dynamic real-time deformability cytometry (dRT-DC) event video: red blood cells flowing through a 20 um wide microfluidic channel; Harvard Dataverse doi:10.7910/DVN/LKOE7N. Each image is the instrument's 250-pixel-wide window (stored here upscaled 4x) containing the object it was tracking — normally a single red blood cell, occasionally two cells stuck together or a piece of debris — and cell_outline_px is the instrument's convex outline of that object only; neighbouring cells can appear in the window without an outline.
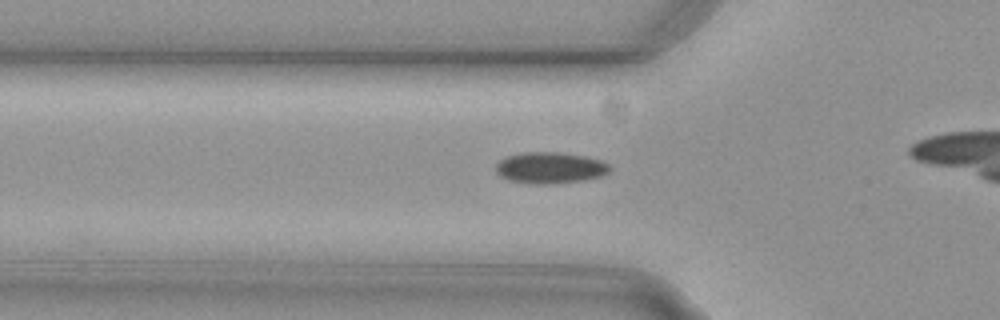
{"species": "common noctule bat (a hibernating species)", "species_latin": "Nyctalus noctula", "temperature_condition": "cold", "stored_images_in_passage": 37, "camera_frame_rate_fps": 3000, "um_per_image_px": 0.085, "animal": {"sex": "female", "body_mass_g": 29.2, "forearm_length_mm": 56.3}, "frame": {"image": 1, "passage_image": 15, "time_ms": 4.667, "image_size_px": [1000, 320], "cell_outline_px": [[612, 168], [608, 172], [600, 176], [580, 180], [548, 184], [528, 184], [508, 180], [500, 176], [496, 172], [496, 164], [500, 160], [508, 156], [520, 152], [560, 152], [584, 156], [600, 160], [608, 164]], "centroid_in_image_um": [46.72, 14.26], "position_along_channel_um": 79.1, "area_um2": 20.75}}
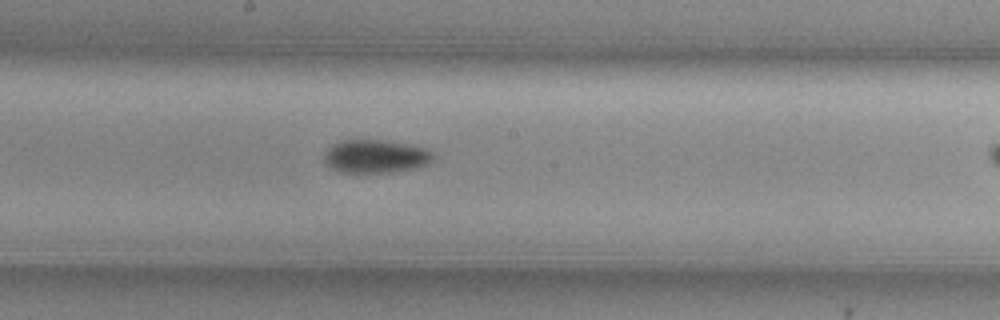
{"frame": {"image": 2, "passage_image": 26, "time_ms": 8.333, "image_size_px": [1000, 320], "cell_outline_px": [[436, 156], [428, 164], [412, 168], [392, 172], [340, 172], [328, 168], [324, 164], [324, 152], [332, 144], [344, 140], [384, 140], [424, 148], [432, 152]], "centroid_in_image_um": [31.87, 13.29], "position_along_channel_um": 216.3, "area_um2": 21.1}}
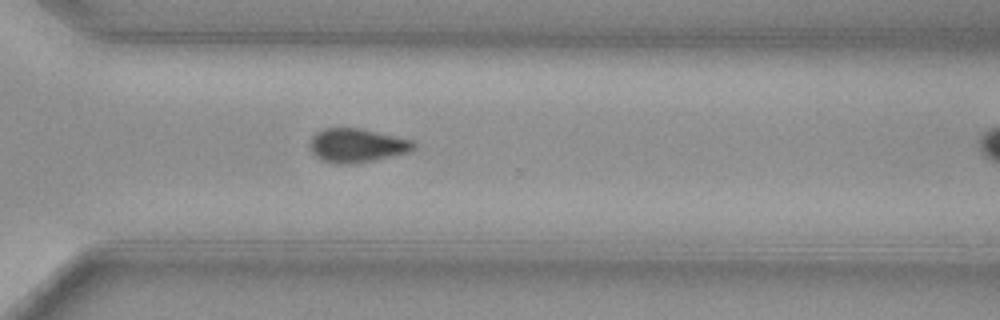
{"frame": {"image": 3, "passage_image": 36, "time_ms": 11.667, "image_size_px": [1000, 320], "cell_outline_px": [[416, 148], [412, 152], [356, 164], [336, 164], [320, 160], [312, 152], [308, 144], [312, 136], [316, 132], [324, 128], [360, 128], [412, 140], [416, 144]], "centroid_in_image_um": [30.34, 12.38], "position_along_channel_um": 340.3, "area_um2": 20.81}}